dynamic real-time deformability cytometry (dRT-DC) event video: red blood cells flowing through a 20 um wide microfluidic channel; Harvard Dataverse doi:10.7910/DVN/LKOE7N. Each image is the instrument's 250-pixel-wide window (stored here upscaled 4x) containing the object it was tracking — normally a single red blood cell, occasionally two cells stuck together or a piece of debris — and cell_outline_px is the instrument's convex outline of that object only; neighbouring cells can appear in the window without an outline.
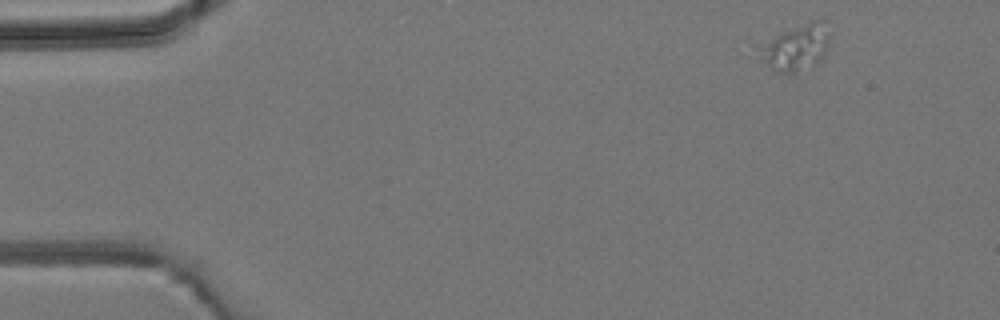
{"species": "common noctule bat (a hibernating species)", "species_latin": "Nyctalus noctula", "temperature_condition": "room temperature", "stored_images_in_passage": 3, "camera_frame_rate_fps": 3000, "um_per_image_px": 0.085, "animal": {"sex": "male", "body_mass_g": 19.2, "forearm_length_mm": 51.8}, "frame": {"image": 1, "passage_image": 1, "time_ms": 0.0, "image_size_px": [1000, 320], "cell_outline_px": [[832, 36], [820, 60], [812, 68], [796, 72], [776, 72], [760, 60], [768, 44], [780, 32], [808, 20], [828, 20]], "centroid_in_image_um": [67.84, 3.99], "position_along_channel_um": 17.2, "area_um2": 18.73}}